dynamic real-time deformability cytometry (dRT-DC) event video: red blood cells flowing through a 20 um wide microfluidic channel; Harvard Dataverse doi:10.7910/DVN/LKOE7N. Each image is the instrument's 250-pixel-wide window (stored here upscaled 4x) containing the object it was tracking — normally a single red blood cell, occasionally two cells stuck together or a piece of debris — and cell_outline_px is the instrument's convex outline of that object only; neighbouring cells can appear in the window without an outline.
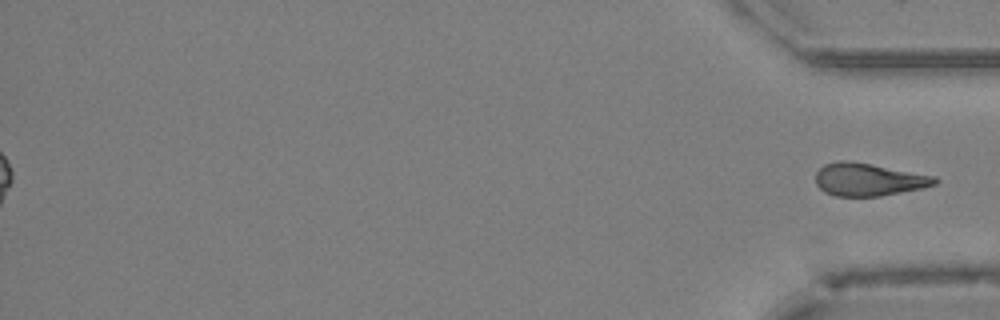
{"species": "Egyptian fruit bat (a non-hibernating species)", "species_latin": "Rousettus aegyptiacus", "temperature_condition": "cold", "stored_images_in_passage": 46, "segment_of_instrument_passage": [2, 2], "camera_frame_rate_fps": 3000, "um_per_image_px": 0.085, "animal": {"sex": "female"}, "frame": {"image": 1, "passage_image": 46, "time_ms": 15.0, "image_size_px": [1000, 320], "cell_outline_px": [[940, 180], [936, 184], [924, 188], [880, 196], [836, 196], [824, 192], [816, 184], [816, 172], [824, 164], [836, 160], [848, 160], [872, 164], [936, 176]], "centroid_in_image_um": [73.84, 15.25], "position_along_channel_um": 361.4, "area_um2": 22.95}}